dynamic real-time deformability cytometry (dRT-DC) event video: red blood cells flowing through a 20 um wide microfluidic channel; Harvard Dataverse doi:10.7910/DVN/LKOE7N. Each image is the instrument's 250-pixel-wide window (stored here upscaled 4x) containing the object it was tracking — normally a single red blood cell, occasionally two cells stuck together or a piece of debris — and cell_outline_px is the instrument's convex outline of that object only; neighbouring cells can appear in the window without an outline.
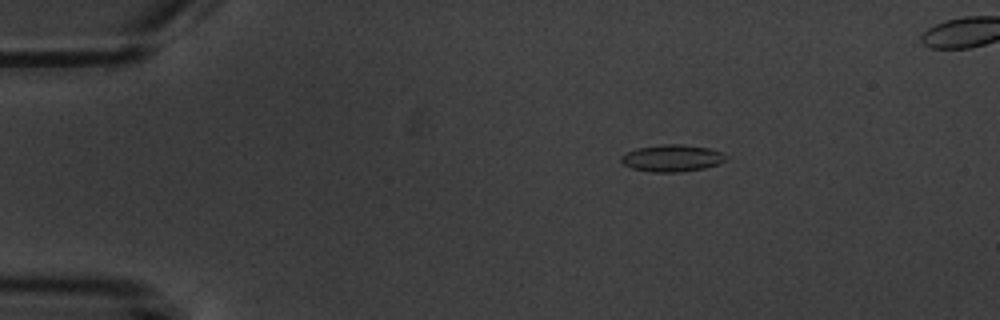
{"species": "common noctule bat (a hibernating species)", "species_latin": "Nyctalus noctula", "temperature_condition": "warm", "stored_images_in_passage": 6, "camera_frame_rate_fps": 3000, "um_per_image_px": 0.085, "animal": {"sex": "male", "body_mass_g": 20.1, "forearm_length_mm": 53.5}, "frame": {"image": 1, "passage_image": 3, "time_ms": 2.333, "image_size_px": [1000, 320], "cell_outline_px": [[728, 160], [720, 164], [704, 168], [680, 172], [652, 172], [632, 168], [624, 164], [620, 160], [620, 156], [636, 148], [660, 144], [684, 144], [708, 148], [724, 152], [728, 156]], "centroid_in_image_um": [57.18, 13.43], "position_along_channel_um": 27.8, "area_um2": 16.7}}